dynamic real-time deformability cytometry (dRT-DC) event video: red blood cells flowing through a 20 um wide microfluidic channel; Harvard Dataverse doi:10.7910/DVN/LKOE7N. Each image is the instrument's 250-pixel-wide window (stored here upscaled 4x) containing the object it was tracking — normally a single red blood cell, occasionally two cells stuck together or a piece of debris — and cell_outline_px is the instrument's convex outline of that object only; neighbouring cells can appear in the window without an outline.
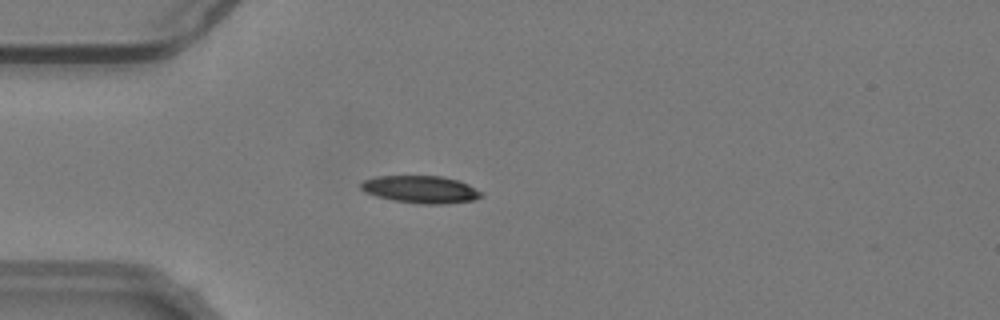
{"species": "common noctule bat (a hibernating species)", "species_latin": "Nyctalus noctula", "temperature_condition": "warm", "stored_images_in_passage": 55, "camera_frame_rate_fps": 3000, "um_per_image_px": 0.085, "animal": {"sex": "male", "body_mass_g": 19.2, "forearm_length_mm": 51.8}, "frame": {"image": 1, "passage_image": 16, "time_ms": 5.0, "image_size_px": [1000, 320], "cell_outline_px": [[484, 196], [472, 200], [444, 204], [420, 204], [392, 200], [376, 196], [364, 192], [360, 188], [360, 184], [364, 180], [376, 176], [440, 176], [460, 180], [484, 192]], "centroid_in_image_um": [35.78, 16.1], "position_along_channel_um": 49.2, "area_um2": 19.42}}
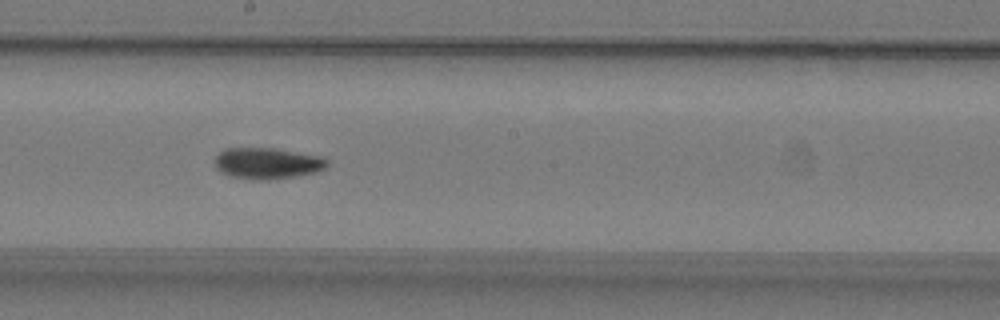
{"frame": {"image": 2, "passage_image": 31, "time_ms": 10.0, "image_size_px": [1000, 320], "cell_outline_px": [[328, 164], [324, 168], [316, 172], [296, 176], [268, 180], [252, 180], [232, 176], [220, 172], [216, 168], [216, 156], [224, 148], [272, 148], [320, 156], [328, 160]], "centroid_in_image_um": [22.71, 13.88], "position_along_channel_um": 225.5, "area_um2": 20.35}}
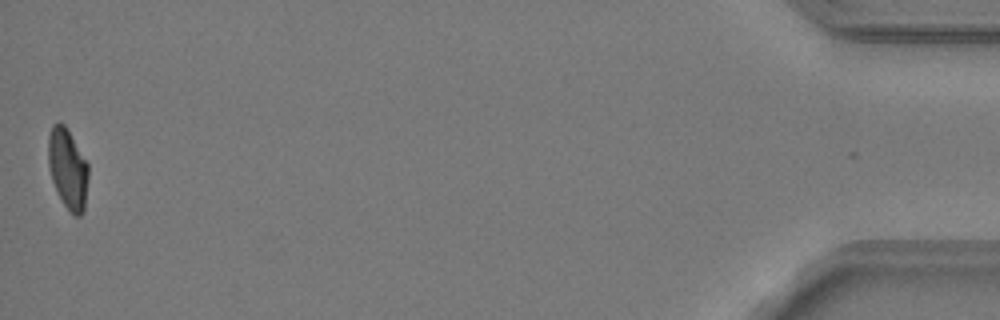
{"frame": {"image": 3, "passage_image": 55, "time_ms": 18.0, "image_size_px": [1000, 320], "cell_outline_px": [[88, 176], [84, 212], [80, 216], [72, 216], [64, 204], [52, 180], [48, 164], [48, 136], [52, 124], [64, 124], [88, 164]], "centroid_in_image_um": [5.76, 14.38], "position_along_channel_um": 429.4, "area_um2": 18.55}, "authors_computed_cell_mechanics": {"area_um2": 19.2474, "velocity_mm_per_s": 3.7751, "shape_relaxation_time_tau1_ms": 10.4533, "shape_relaxation_time_tau2_ms": 4.3958, "deformation_change_tau1": 0.2726, "deformation_change_tau2": 0.0967}}